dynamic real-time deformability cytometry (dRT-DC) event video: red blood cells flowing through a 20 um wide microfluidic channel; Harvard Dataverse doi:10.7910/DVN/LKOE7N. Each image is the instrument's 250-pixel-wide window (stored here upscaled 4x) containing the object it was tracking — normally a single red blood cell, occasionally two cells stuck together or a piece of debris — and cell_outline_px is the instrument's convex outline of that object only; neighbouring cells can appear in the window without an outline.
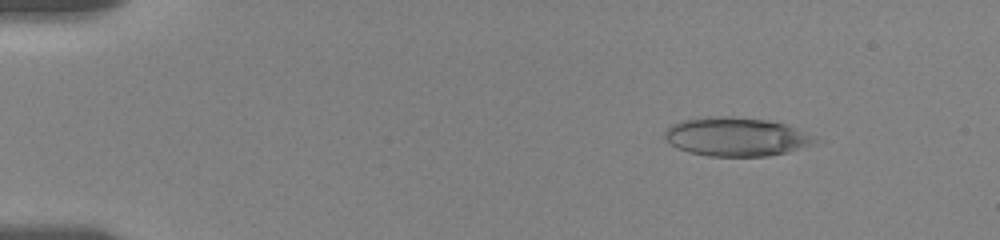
{"species": "human", "species_latin": "Homo sapiens", "temperature_condition": "room temperature", "stored_images_in_passage": 15, "camera_frame_rate_fps": 3000, "um_per_image_px": 0.085, "donor": {"sex": "female"}, "frame": {"image": 1, "passage_image": 4, "time_ms": 2.333, "image_size_px": [1000, 240], "cell_outline_px": [[824, 144], [788, 152], [768, 156], [708, 156], [688, 152], [664, 140], [664, 132], [672, 124], [684, 120], [720, 116], [732, 116], [768, 120], [784, 124], [796, 128], [816, 136], [824, 140]], "centroid_in_image_um": [62.73, 11.64], "position_along_channel_um": 22.3, "area_um2": 34.45}}
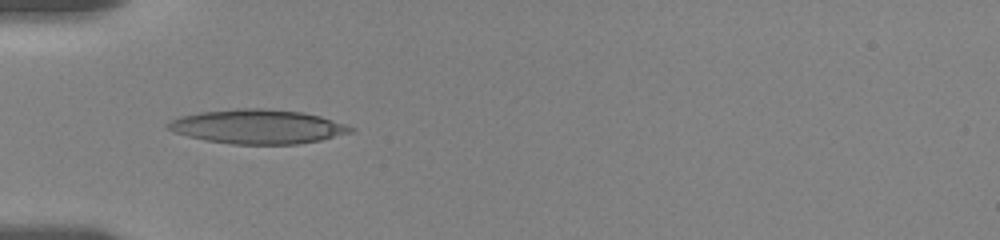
{"frame": {"image": 2, "passage_image": 14, "time_ms": 6.0, "image_size_px": [1000, 240], "cell_outline_px": [[356, 128], [352, 132], [320, 140], [296, 144], [232, 144], [204, 140], [188, 136], [176, 132], [168, 128], [164, 124], [180, 116], [200, 112], [236, 108], [264, 108], [300, 112], [320, 116]], "centroid_in_image_um": [21.88, 10.76], "position_along_channel_um": 63.1, "area_um2": 36.24}}